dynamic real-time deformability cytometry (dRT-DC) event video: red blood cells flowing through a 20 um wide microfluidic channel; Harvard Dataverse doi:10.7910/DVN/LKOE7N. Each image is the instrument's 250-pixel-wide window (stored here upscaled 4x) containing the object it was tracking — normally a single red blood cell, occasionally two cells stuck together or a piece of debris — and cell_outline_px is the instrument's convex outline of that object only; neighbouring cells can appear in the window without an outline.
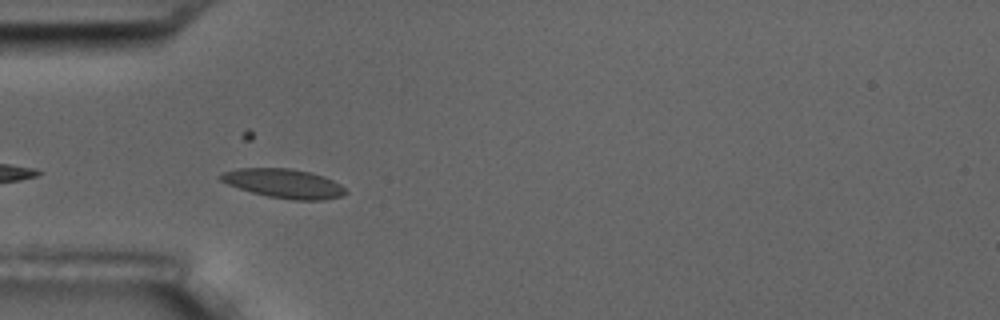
{"species": "common noctule bat (a hibernating species)", "species_latin": "Nyctalus noctula", "temperature_condition": "room temperature", "stored_images_in_passage": 4, "camera_frame_rate_fps": 3000, "um_per_image_px": 0.085, "animal": {"sex": "male", "body_mass_g": 17.5, "forearm_length_mm": 52.3}, "frame": {"image": 1, "passage_image": 3, "time_ms": 2.333, "image_size_px": [1000, 320], "cell_outline_px": [[348, 192], [340, 196], [324, 200], [292, 200], [268, 196], [252, 192], [228, 184], [220, 180], [216, 176], [220, 172], [240, 168], [288, 168], [312, 172], [324, 176], [340, 184]], "centroid_in_image_um": [24.1, 15.58], "position_along_channel_um": 60.9, "area_um2": 21.27}}